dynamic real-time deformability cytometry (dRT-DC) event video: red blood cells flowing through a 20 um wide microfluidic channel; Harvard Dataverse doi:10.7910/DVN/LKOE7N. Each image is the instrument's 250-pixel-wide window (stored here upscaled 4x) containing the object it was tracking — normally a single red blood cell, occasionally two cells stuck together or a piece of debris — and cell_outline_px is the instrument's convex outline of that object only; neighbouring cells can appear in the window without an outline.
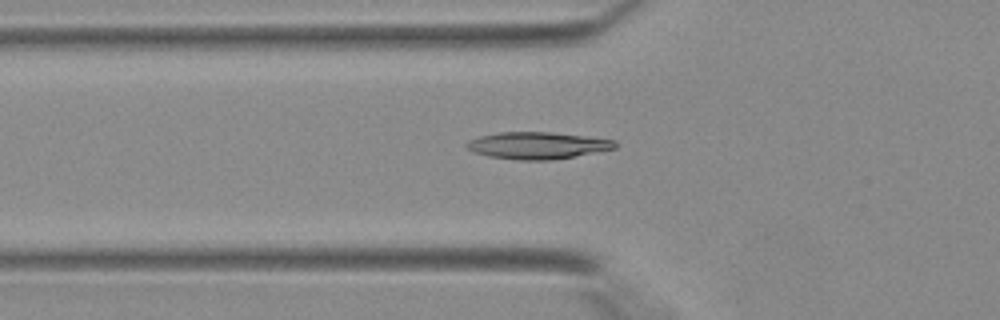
{"species": "Egyptian fruit bat (a non-hibernating species)", "species_latin": "Rousettus aegyptiacus", "temperature_condition": "warm", "stored_images_in_passage": 35, "camera_frame_rate_fps": 3000, "um_per_image_px": 0.085, "animal": {"sex": "female"}, "frame": {"image": 1, "passage_image": 9, "time_ms": 2.667, "image_size_px": [1000, 320], "cell_outline_px": [[616, 148], [552, 160], [520, 160], [488, 156], [476, 152], [468, 148], [464, 144], [468, 140], [480, 136], [500, 132], [552, 132], [616, 140]], "centroid_in_image_um": [45.67, 12.36], "position_along_channel_um": 80.1, "area_um2": 23.06}}
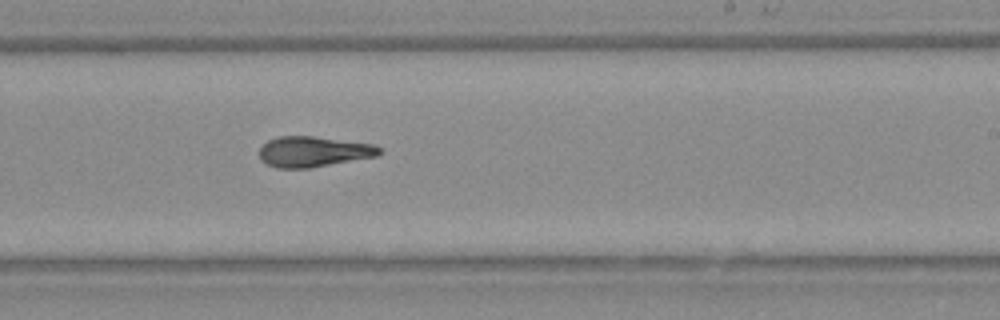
{"frame": {"image": 2, "passage_image": 20, "time_ms": 6.333, "image_size_px": [1000, 320], "cell_outline_px": [[380, 152], [376, 156], [308, 168], [276, 168], [260, 160], [260, 148], [268, 140], [280, 136], [312, 136], [372, 144], [380, 148]], "centroid_in_image_um": [26.59, 12.89], "position_along_channel_um": 262.4, "area_um2": 20.98}}
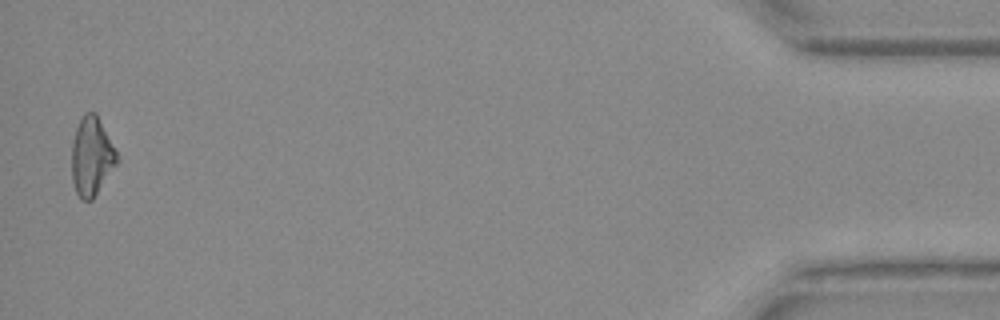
{"frame": {"image": 3, "passage_image": 35, "time_ms": 11.333, "image_size_px": [1000, 320], "cell_outline_px": [[120, 160], [92, 200], [80, 200], [76, 192], [72, 180], [72, 144], [76, 128], [84, 112], [96, 112]], "centroid_in_image_um": [7.78, 13.31], "position_along_channel_um": 427.4, "area_um2": 20.63}}